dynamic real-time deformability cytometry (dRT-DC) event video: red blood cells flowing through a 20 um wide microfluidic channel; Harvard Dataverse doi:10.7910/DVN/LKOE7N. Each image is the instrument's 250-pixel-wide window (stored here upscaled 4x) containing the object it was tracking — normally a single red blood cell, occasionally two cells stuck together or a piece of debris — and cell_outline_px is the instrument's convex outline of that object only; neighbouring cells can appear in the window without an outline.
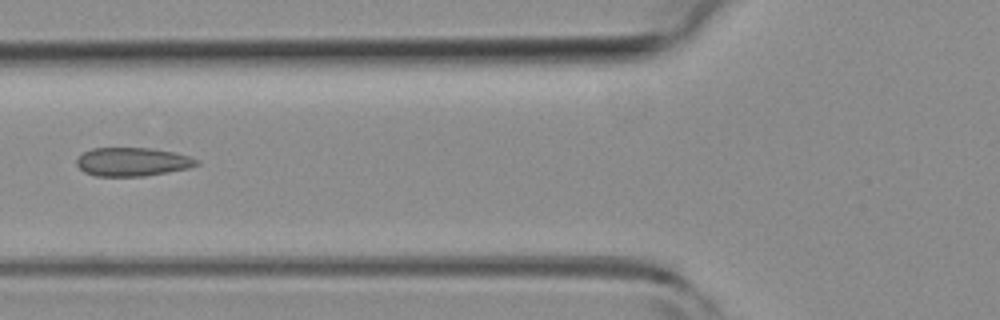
{"species": "common noctule bat (a hibernating species)", "species_latin": "Nyctalus noctula", "temperature_condition": "room temperature", "stored_images_in_passage": 4, "camera_frame_rate_fps": 3000, "um_per_image_px": 0.085, "animal": {"sex": "female", "body_mass_g": 19.3, "forearm_length_mm": 54.1}, "frame": {"image": 1, "passage_image": 4, "time_ms": 1.0, "image_size_px": [1000, 320], "cell_outline_px": [[200, 164], [188, 168], [168, 172], [144, 176], [96, 176], [84, 172], [76, 164], [76, 160], [84, 152], [92, 148], [152, 148], [172, 152], [188, 156], [200, 160]], "centroid_in_image_um": [11.26, 13.76], "position_along_channel_um": 114.5, "area_um2": 19.94}}